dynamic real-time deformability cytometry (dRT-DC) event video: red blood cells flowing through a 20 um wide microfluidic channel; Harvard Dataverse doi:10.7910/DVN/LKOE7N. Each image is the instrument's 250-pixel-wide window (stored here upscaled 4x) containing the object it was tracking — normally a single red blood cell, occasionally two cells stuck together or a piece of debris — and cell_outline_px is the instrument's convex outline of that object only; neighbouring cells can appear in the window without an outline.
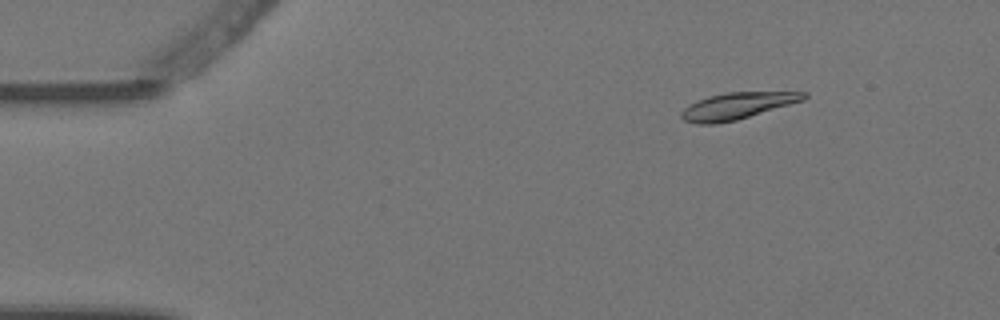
{"species": "Egyptian fruit bat (a non-hibernating species)", "species_latin": "Rousettus aegyptiacus", "temperature_condition": "warm", "stored_images_in_passage": 4, "camera_frame_rate_fps": 3000, "um_per_image_px": 0.085, "animal": {"sex": "female"}, "frame": {"image": 1, "passage_image": 2, "time_ms": 0.333, "image_size_px": [1000, 320], "cell_outline_px": [[808, 96], [804, 100], [736, 120], [716, 124], [696, 124], [684, 120], [680, 116], [680, 112], [684, 108], [708, 96], [728, 92], [808, 92]], "centroid_in_image_um": [62.66, 9.0], "position_along_channel_um": 22.3, "area_um2": 18.79}}